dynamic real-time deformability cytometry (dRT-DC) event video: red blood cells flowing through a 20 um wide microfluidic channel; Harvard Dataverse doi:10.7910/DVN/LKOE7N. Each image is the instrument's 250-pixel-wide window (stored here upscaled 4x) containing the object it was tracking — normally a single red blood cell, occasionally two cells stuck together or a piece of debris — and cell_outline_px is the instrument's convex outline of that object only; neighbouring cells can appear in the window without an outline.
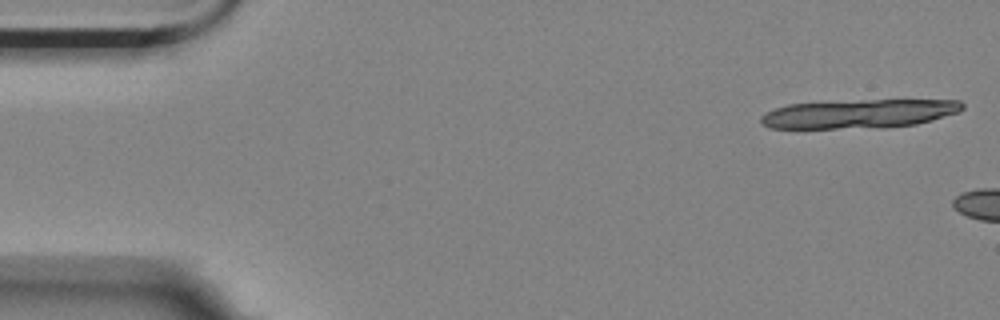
{"species": "Egyptian fruit bat (a non-hibernating species)", "species_latin": "Rousettus aegyptiacus", "temperature_condition": "room temperature", "stored_images_in_passage": 5, "camera_frame_rate_fps": 3000, "um_per_image_px": 0.085, "animal": {"sex": "female"}, "frame": {"image": 1, "passage_image": 1, "time_ms": 0.0, "image_size_px": [1000, 320], "cell_outline_px": [[964, 108], [960, 112], [932, 120], [916, 124], [884, 128], [768, 128], [760, 120], [760, 116], [764, 112], [788, 104], [860, 100], [960, 100], [964, 104]], "centroid_in_image_um": [73.04, 9.67], "position_along_channel_um": 12.0, "area_um2": 34.04}}